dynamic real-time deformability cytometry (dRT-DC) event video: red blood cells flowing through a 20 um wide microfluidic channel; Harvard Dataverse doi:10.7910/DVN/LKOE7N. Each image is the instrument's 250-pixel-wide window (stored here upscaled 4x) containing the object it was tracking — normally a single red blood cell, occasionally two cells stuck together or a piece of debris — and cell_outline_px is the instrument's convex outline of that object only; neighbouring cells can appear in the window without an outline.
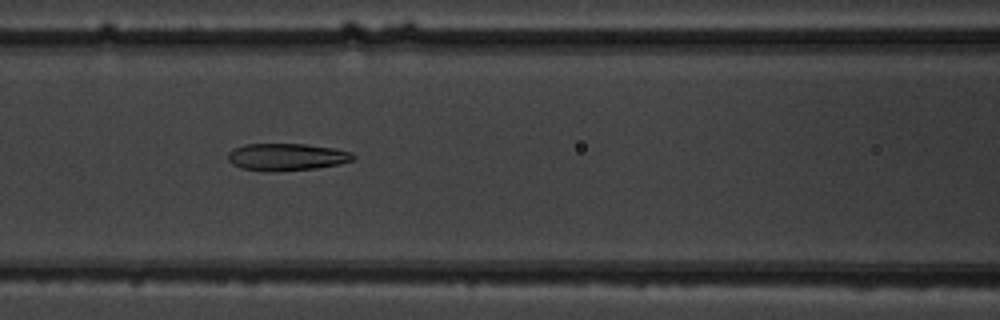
{"species": "common noctule bat (a hibernating species)", "species_latin": "Nyctalus noctula", "temperature_condition": "warm", "stored_images_in_passage": 9, "camera_frame_rate_fps": 3000, "um_per_image_px": 0.085, "animal": {"sex": "male", "body_mass_g": 19.5, "forearm_length_mm": 54.6}, "frame": {"image": 1, "passage_image": 7, "time_ms": 6.667, "image_size_px": [1000, 320], "cell_outline_px": [[356, 156], [352, 160], [340, 164], [316, 168], [276, 172], [268, 172], [240, 168], [232, 164], [228, 160], [228, 152], [244, 144], [308, 144], [336, 148], [352, 152]], "centroid_in_image_um": [24.38, 13.34], "position_along_channel_um": 142.2, "area_um2": 20.11}}
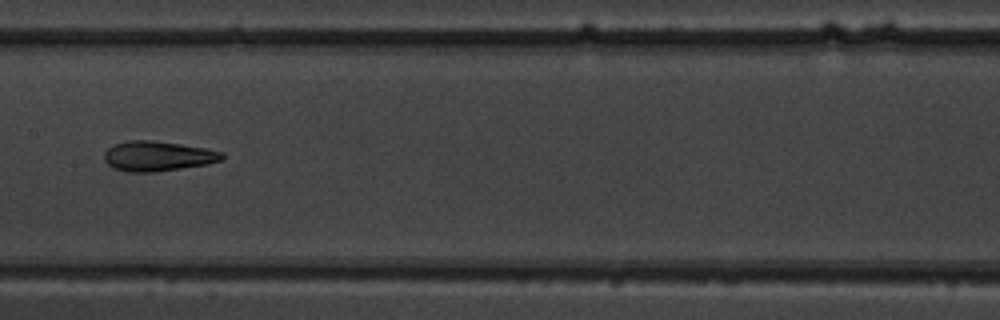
{"frame": {"image": 2, "passage_image": 8, "time_ms": 8.0, "image_size_px": [1000, 320], "cell_outline_px": [[224, 156], [220, 160], [208, 164], [156, 172], [128, 172], [112, 168], [104, 160], [104, 152], [112, 144], [128, 140], [152, 140], [208, 148], [224, 152]], "centroid_in_image_um": [13.39, 13.26], "position_along_channel_um": 194.0, "area_um2": 20.81}}
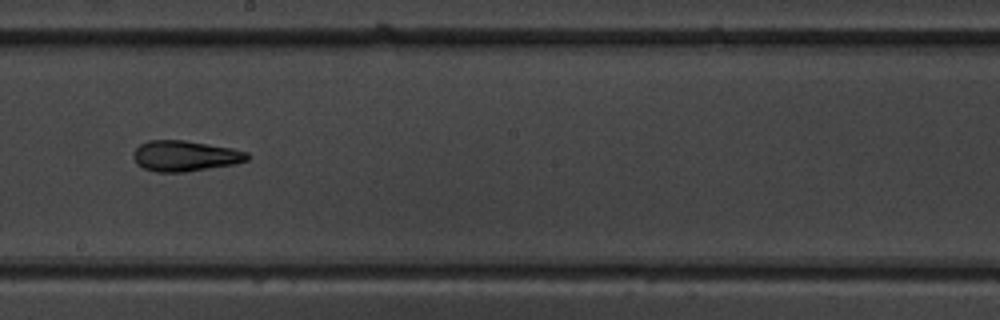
{"frame": {"image": 3, "passage_image": 9, "time_ms": 9.0, "image_size_px": [1000, 320], "cell_outline_px": [[248, 160], [236, 164], [184, 172], [156, 172], [144, 168], [136, 164], [132, 156], [132, 152], [140, 144], [148, 140], [184, 140], [232, 148], [248, 152]], "centroid_in_image_um": [15.7, 13.25], "position_along_channel_um": 232.5, "area_um2": 20.46}}